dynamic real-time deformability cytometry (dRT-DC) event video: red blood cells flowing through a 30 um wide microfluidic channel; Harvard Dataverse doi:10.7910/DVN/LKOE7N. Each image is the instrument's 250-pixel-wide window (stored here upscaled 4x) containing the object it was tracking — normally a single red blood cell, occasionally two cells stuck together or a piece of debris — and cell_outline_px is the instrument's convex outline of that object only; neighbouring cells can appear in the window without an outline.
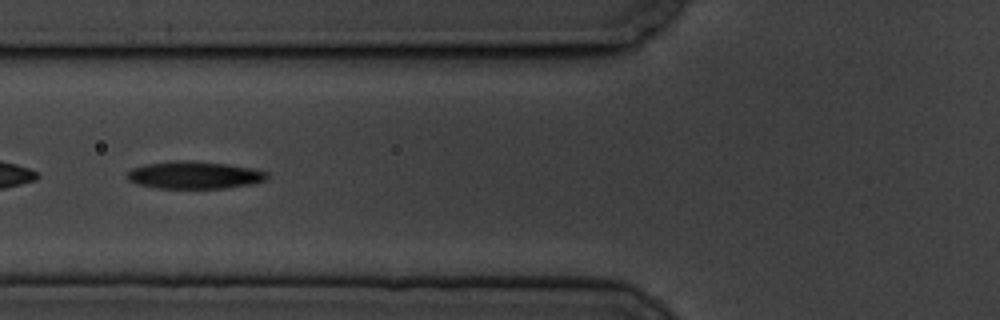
{"species": "common noctule bat (a hibernating species)", "species_latin": "Nyctalus noctula", "temperature_condition": "cold", "stored_images_in_passage": 9, "camera_frame_rate_fps": 3000, "um_per_image_px": 0.085, "animal": {"sex": "male", "body_mass_g": 19.5, "forearm_length_mm": 54.6}, "frame": {"image": 1, "passage_image": 6, "time_ms": 6.667, "image_size_px": [1000, 320], "cell_outline_px": [[268, 180], [252, 184], [224, 188], [156, 188], [136, 184], [128, 180], [128, 172], [132, 168], [144, 164], [172, 160], [192, 160], [228, 164], [252, 168], [268, 172]], "centroid_in_image_um": [16.53, 14.87], "position_along_channel_um": 109.3, "area_um2": 22.66}}
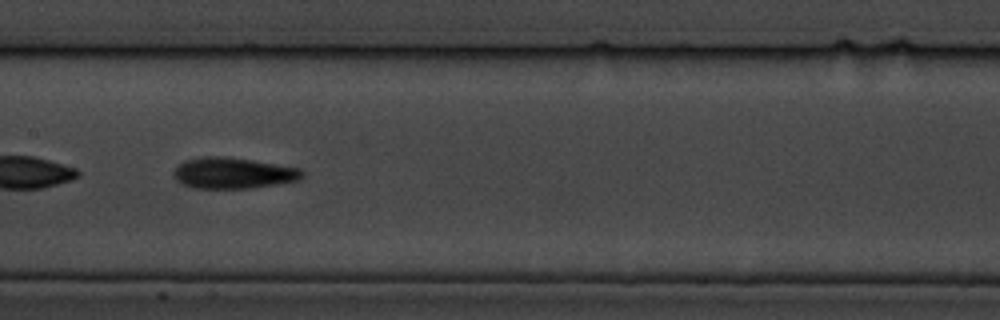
{"frame": {"image": 2, "passage_image": 8, "time_ms": 9.0, "image_size_px": [1000, 320], "cell_outline_px": [[304, 176], [296, 180], [280, 184], [248, 188], [192, 188], [180, 184], [172, 176], [172, 172], [184, 160], [204, 156], [224, 156], [252, 160], [300, 168], [304, 172]], "centroid_in_image_um": [19.78, 14.71], "position_along_channel_um": 187.6, "area_um2": 23.41}}